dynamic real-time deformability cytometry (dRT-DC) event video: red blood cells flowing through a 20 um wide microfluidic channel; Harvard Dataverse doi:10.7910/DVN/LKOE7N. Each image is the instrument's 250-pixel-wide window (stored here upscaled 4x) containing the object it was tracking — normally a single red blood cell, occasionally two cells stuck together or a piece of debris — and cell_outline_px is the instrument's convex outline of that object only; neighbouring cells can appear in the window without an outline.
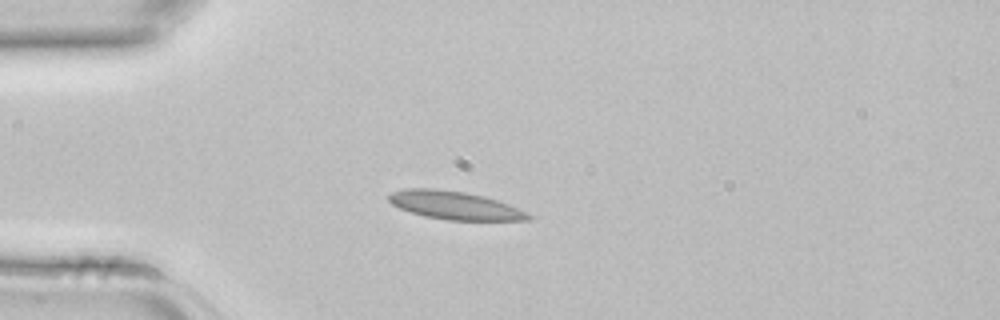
{"species": "common noctule bat (a hibernating species)", "species_latin": "Nyctalus noctula", "temperature_condition": "room temperature", "stored_images_in_passage": 2, "camera_frame_rate_fps": 3000, "um_per_image_px": 0.085, "animal": {"sex": "female", "body_mass_g": 22.7, "forearm_length_mm": 54.2}, "frame": {"image": 1, "passage_image": 2, "time_ms": 0.333, "image_size_px": [1000, 320], "cell_outline_px": [[536, 216], [532, 220], [448, 220], [424, 216], [400, 208], [392, 204], [388, 200], [388, 196], [392, 192], [408, 188], [436, 188], [464, 192], [484, 196], [508, 204]], "centroid_in_image_um": [38.68, 17.46], "position_along_channel_um": 46.3, "area_um2": 22.89}}